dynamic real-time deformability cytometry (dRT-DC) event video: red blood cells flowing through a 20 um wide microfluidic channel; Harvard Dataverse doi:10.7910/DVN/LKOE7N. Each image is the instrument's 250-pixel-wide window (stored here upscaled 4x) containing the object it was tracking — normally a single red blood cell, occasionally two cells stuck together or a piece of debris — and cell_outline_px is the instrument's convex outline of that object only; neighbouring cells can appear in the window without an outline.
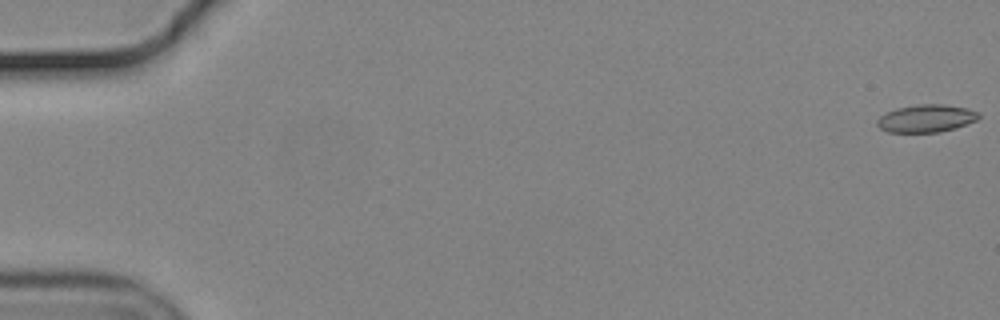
{"species": "common noctule bat (a hibernating species)", "species_latin": "Nyctalus noctula", "temperature_condition": "cold", "stored_images_in_passage": 57, "camera_frame_rate_fps": 3000, "um_per_image_px": 0.085, "animal": {"sex": "male", "body_mass_g": 19.2, "forearm_length_mm": 51.8}, "frame": {"image": 1, "passage_image": 1, "time_ms": 0.0, "image_size_px": [1000, 320], "cell_outline_px": [[980, 116], [976, 120], [956, 128], [940, 132], [888, 132], [880, 128], [876, 124], [876, 120], [880, 116], [896, 108], [916, 104], [944, 104], [968, 108], [980, 112]], "centroid_in_image_um": [78.74, 10.06], "position_along_channel_um": 6.3, "area_um2": 16.47}}
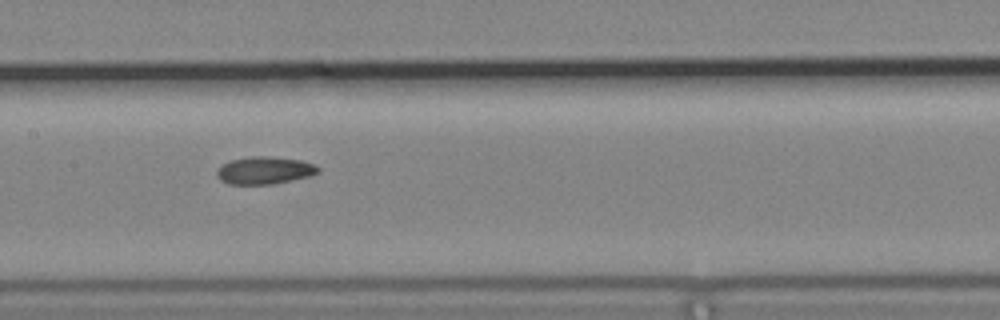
{"frame": {"image": 2, "passage_image": 29, "time_ms": 9.333, "image_size_px": [1000, 320], "cell_outline_px": [[320, 172], [308, 176], [292, 180], [272, 184], [228, 184], [220, 180], [216, 176], [216, 172], [220, 164], [228, 160], [248, 156], [268, 156], [300, 160], [316, 164], [320, 168]], "centroid_in_image_um": [22.45, 14.47], "position_along_channel_um": 185.0, "area_um2": 16.47}}
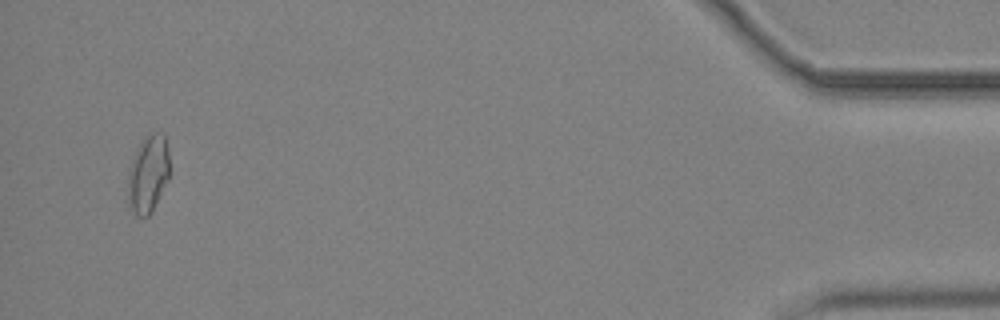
{"frame": {"image": 3, "passage_image": 55, "time_ms": 18.0, "image_size_px": [1000, 320], "cell_outline_px": [[168, 180], [152, 212], [148, 216], [136, 216], [128, 200], [128, 176], [132, 160], [136, 148], [144, 136], [152, 132], [164, 132], [168, 152]], "centroid_in_image_um": [12.59, 14.75], "position_along_channel_um": 422.6, "area_um2": 18.79}, "authors_computed_cell_mechanics": {"area_um2": 16.2996, "velocity_mm_per_s": 3.6642, "shape_relaxation_time_tau1_ms": null, "shape_relaxation_time_tau2_ms": 4.2626, "deformation_change_tau1": null, "deformation_change_tau2": 0.0872}}